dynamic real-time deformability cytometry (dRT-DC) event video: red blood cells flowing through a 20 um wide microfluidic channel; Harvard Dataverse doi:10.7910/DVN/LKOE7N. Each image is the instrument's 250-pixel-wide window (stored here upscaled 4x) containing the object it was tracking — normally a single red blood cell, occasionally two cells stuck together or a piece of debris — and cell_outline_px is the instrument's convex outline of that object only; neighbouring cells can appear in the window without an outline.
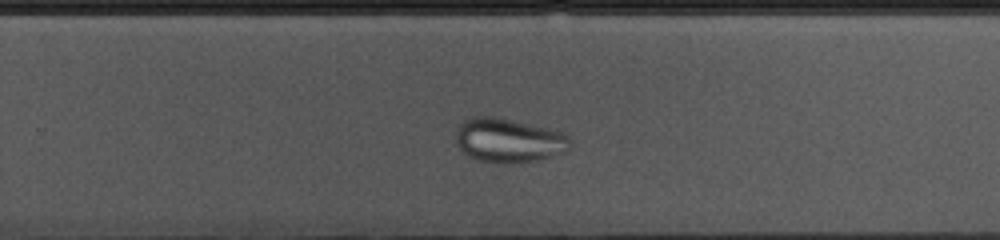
{"species": "common noctule bat (a hibernating species)", "species_latin": "Nyctalus noctula", "temperature_condition": "cold", "stored_images_in_passage": 42, "camera_frame_rate_fps": 3000, "um_per_image_px": 0.085, "animal": {"sex": "female", "body_mass_g": 10.0, "forearm_length_mm": 53.1}, "frame": {"image": 1, "passage_image": 30, "time_ms": 9.667, "image_size_px": [1000, 240], "cell_outline_px": [[572, 144], [564, 152], [552, 156], [536, 160], [480, 160], [468, 156], [456, 144], [456, 128], [464, 120], [472, 116], [492, 116], [512, 120], [548, 128], [560, 132], [568, 136], [572, 140]], "centroid_in_image_um": [43.22, 11.87], "position_along_channel_um": 286.6, "area_um2": 28.55}}